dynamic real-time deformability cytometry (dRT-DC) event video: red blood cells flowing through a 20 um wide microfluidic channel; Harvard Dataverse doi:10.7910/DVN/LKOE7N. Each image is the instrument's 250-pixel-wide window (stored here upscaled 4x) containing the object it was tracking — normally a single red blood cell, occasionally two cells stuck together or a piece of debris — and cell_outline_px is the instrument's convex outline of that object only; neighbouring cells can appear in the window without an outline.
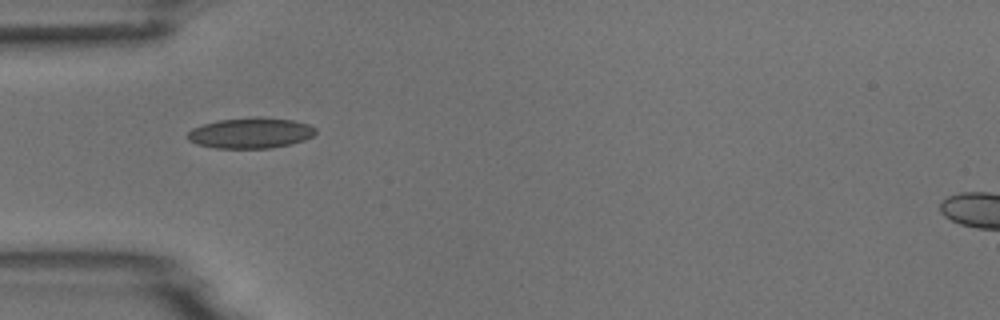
{"species": "common noctule bat (a hibernating species)", "species_latin": "Nyctalus noctula", "temperature_condition": "room temperature", "stored_images_in_passage": 3, "camera_frame_rate_fps": 3000, "um_per_image_px": 0.085, "animal": {"sex": "male", "body_mass_g": 18.8}, "frame": {"image": 1, "passage_image": 1, "time_ms": 0.0, "image_size_px": [1000, 320], "cell_outline_px": [[316, 132], [312, 136], [304, 140], [292, 144], [272, 148], [216, 148], [196, 144], [188, 140], [188, 132], [192, 128], [204, 124], [220, 120], [260, 116], [292, 120], [308, 124], [316, 128]], "centroid_in_image_um": [21.32, 11.31], "position_along_channel_um": 63.7, "area_um2": 22.89}}